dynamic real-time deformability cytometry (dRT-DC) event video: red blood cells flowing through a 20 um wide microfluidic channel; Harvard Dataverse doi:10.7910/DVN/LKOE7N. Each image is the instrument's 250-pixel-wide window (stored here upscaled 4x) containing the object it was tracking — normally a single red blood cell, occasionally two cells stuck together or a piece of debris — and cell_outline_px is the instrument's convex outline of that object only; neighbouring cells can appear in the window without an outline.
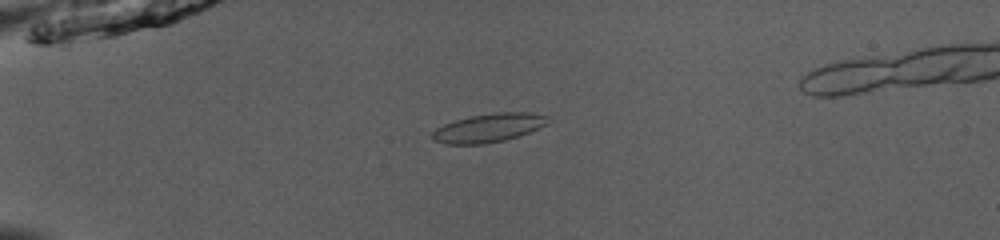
{"species": "common noctule bat (a hibernating species)", "species_latin": "Nyctalus noctula", "temperature_condition": "room temperature", "stored_images_in_passage": 46, "camera_frame_rate_fps": 3000, "um_per_image_px": 0.085, "animal": {"sex": "male", "body_mass_g": 13.0, "forearm_length_mm": 53.1}, "frame": {"image": 1, "passage_image": 8, "time_ms": 2.333, "image_size_px": [1000, 240], "cell_outline_px": [[548, 124], [528, 132], [504, 140], [484, 144], [444, 144], [432, 140], [432, 132], [436, 128], [444, 124], [456, 120], [472, 116], [496, 112], [528, 112], [548, 116]], "centroid_in_image_um": [41.51, 10.87], "position_along_channel_um": 43.5, "area_um2": 19.13}}
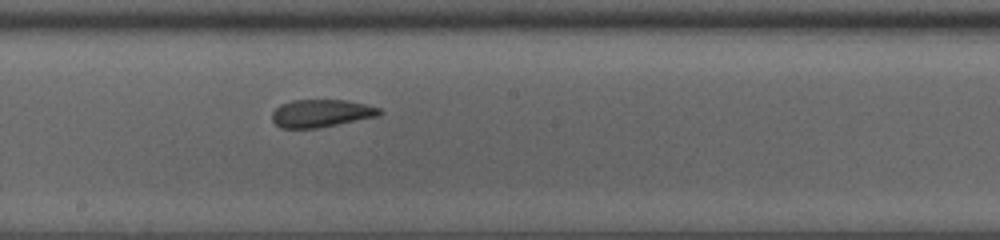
{"frame": {"image": 2, "passage_image": 24, "time_ms": 7.667, "image_size_px": [1000, 240], "cell_outline_px": [[384, 112], [380, 116], [320, 128], [280, 128], [272, 120], [272, 112], [280, 104], [292, 100], [344, 100], [364, 104], [380, 108]], "centroid_in_image_um": [27.32, 9.64], "position_along_channel_um": 220.9, "area_um2": 17.51}}
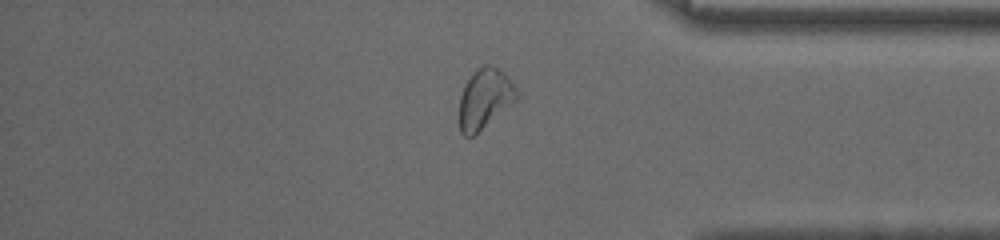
{"frame": {"image": 3, "passage_image": 38, "time_ms": 12.333, "image_size_px": [1000, 240], "cell_outline_px": [[520, 96], [516, 100], [472, 136], [464, 136], [460, 132], [460, 96], [472, 72], [476, 68], [484, 64], [496, 68], [504, 72], [520, 92]], "centroid_in_image_um": [41.22, 8.36], "position_along_channel_um": 394.0, "area_um2": 19.71}}